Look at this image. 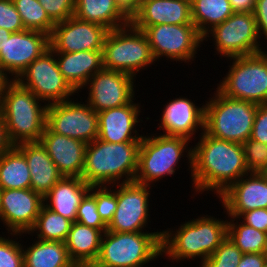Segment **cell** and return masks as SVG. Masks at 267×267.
Here are the masks:
<instances>
[{"label":"cell","mask_w":267,"mask_h":267,"mask_svg":"<svg viewBox=\"0 0 267 267\" xmlns=\"http://www.w3.org/2000/svg\"><path fill=\"white\" fill-rule=\"evenodd\" d=\"M102 51L55 52L61 74L77 94L96 72L103 69Z\"/></svg>","instance_id":"obj_24"},{"label":"cell","mask_w":267,"mask_h":267,"mask_svg":"<svg viewBox=\"0 0 267 267\" xmlns=\"http://www.w3.org/2000/svg\"><path fill=\"white\" fill-rule=\"evenodd\" d=\"M135 99L129 104L97 113L98 139L112 143L141 142L144 133L140 135L136 129L143 122L138 118L142 112L141 103H135Z\"/></svg>","instance_id":"obj_21"},{"label":"cell","mask_w":267,"mask_h":267,"mask_svg":"<svg viewBox=\"0 0 267 267\" xmlns=\"http://www.w3.org/2000/svg\"><path fill=\"white\" fill-rule=\"evenodd\" d=\"M242 255L241 250L227 236L199 267H237Z\"/></svg>","instance_id":"obj_35"},{"label":"cell","mask_w":267,"mask_h":267,"mask_svg":"<svg viewBox=\"0 0 267 267\" xmlns=\"http://www.w3.org/2000/svg\"><path fill=\"white\" fill-rule=\"evenodd\" d=\"M140 143H112L98 138L87 143L81 178L91 186L135 181Z\"/></svg>","instance_id":"obj_3"},{"label":"cell","mask_w":267,"mask_h":267,"mask_svg":"<svg viewBox=\"0 0 267 267\" xmlns=\"http://www.w3.org/2000/svg\"><path fill=\"white\" fill-rule=\"evenodd\" d=\"M13 145L10 143L0 109V157Z\"/></svg>","instance_id":"obj_47"},{"label":"cell","mask_w":267,"mask_h":267,"mask_svg":"<svg viewBox=\"0 0 267 267\" xmlns=\"http://www.w3.org/2000/svg\"><path fill=\"white\" fill-rule=\"evenodd\" d=\"M125 6L128 8V0H123Z\"/></svg>","instance_id":"obj_54"},{"label":"cell","mask_w":267,"mask_h":267,"mask_svg":"<svg viewBox=\"0 0 267 267\" xmlns=\"http://www.w3.org/2000/svg\"><path fill=\"white\" fill-rule=\"evenodd\" d=\"M8 81H9V79L5 76V74L0 69V99H1V95H2L4 87H5V84Z\"/></svg>","instance_id":"obj_49"},{"label":"cell","mask_w":267,"mask_h":267,"mask_svg":"<svg viewBox=\"0 0 267 267\" xmlns=\"http://www.w3.org/2000/svg\"><path fill=\"white\" fill-rule=\"evenodd\" d=\"M102 236L98 229L73 222L65 241L70 259L75 264H94L99 256Z\"/></svg>","instance_id":"obj_28"},{"label":"cell","mask_w":267,"mask_h":267,"mask_svg":"<svg viewBox=\"0 0 267 267\" xmlns=\"http://www.w3.org/2000/svg\"><path fill=\"white\" fill-rule=\"evenodd\" d=\"M40 142L64 177L82 176L87 143L54 133L47 126Z\"/></svg>","instance_id":"obj_23"},{"label":"cell","mask_w":267,"mask_h":267,"mask_svg":"<svg viewBox=\"0 0 267 267\" xmlns=\"http://www.w3.org/2000/svg\"><path fill=\"white\" fill-rule=\"evenodd\" d=\"M108 31L104 26L71 16L53 27L49 36L50 48L54 52L103 50Z\"/></svg>","instance_id":"obj_17"},{"label":"cell","mask_w":267,"mask_h":267,"mask_svg":"<svg viewBox=\"0 0 267 267\" xmlns=\"http://www.w3.org/2000/svg\"><path fill=\"white\" fill-rule=\"evenodd\" d=\"M233 12L251 13L255 10L256 0H229Z\"/></svg>","instance_id":"obj_46"},{"label":"cell","mask_w":267,"mask_h":267,"mask_svg":"<svg viewBox=\"0 0 267 267\" xmlns=\"http://www.w3.org/2000/svg\"><path fill=\"white\" fill-rule=\"evenodd\" d=\"M130 23L142 31L159 24H194L191 0H141L130 10Z\"/></svg>","instance_id":"obj_22"},{"label":"cell","mask_w":267,"mask_h":267,"mask_svg":"<svg viewBox=\"0 0 267 267\" xmlns=\"http://www.w3.org/2000/svg\"><path fill=\"white\" fill-rule=\"evenodd\" d=\"M228 72L217 89L226 97L267 104V51L229 59Z\"/></svg>","instance_id":"obj_9"},{"label":"cell","mask_w":267,"mask_h":267,"mask_svg":"<svg viewBox=\"0 0 267 267\" xmlns=\"http://www.w3.org/2000/svg\"><path fill=\"white\" fill-rule=\"evenodd\" d=\"M8 234L12 238L0 235V267H24L22 242L16 241L24 235L23 233Z\"/></svg>","instance_id":"obj_37"},{"label":"cell","mask_w":267,"mask_h":267,"mask_svg":"<svg viewBox=\"0 0 267 267\" xmlns=\"http://www.w3.org/2000/svg\"><path fill=\"white\" fill-rule=\"evenodd\" d=\"M239 219L246 225L267 233V209L259 208L244 212Z\"/></svg>","instance_id":"obj_43"},{"label":"cell","mask_w":267,"mask_h":267,"mask_svg":"<svg viewBox=\"0 0 267 267\" xmlns=\"http://www.w3.org/2000/svg\"><path fill=\"white\" fill-rule=\"evenodd\" d=\"M27 30L46 33L50 36L55 24L50 20L38 0H12Z\"/></svg>","instance_id":"obj_34"},{"label":"cell","mask_w":267,"mask_h":267,"mask_svg":"<svg viewBox=\"0 0 267 267\" xmlns=\"http://www.w3.org/2000/svg\"><path fill=\"white\" fill-rule=\"evenodd\" d=\"M242 146L248 171L261 173L267 167V144L249 138Z\"/></svg>","instance_id":"obj_39"},{"label":"cell","mask_w":267,"mask_h":267,"mask_svg":"<svg viewBox=\"0 0 267 267\" xmlns=\"http://www.w3.org/2000/svg\"><path fill=\"white\" fill-rule=\"evenodd\" d=\"M76 221L100 230L102 233L107 231V225L102 221L97 212L96 198L88 192L77 209Z\"/></svg>","instance_id":"obj_38"},{"label":"cell","mask_w":267,"mask_h":267,"mask_svg":"<svg viewBox=\"0 0 267 267\" xmlns=\"http://www.w3.org/2000/svg\"><path fill=\"white\" fill-rule=\"evenodd\" d=\"M1 221L7 233H27L34 226L43 197L28 189L0 190Z\"/></svg>","instance_id":"obj_18"},{"label":"cell","mask_w":267,"mask_h":267,"mask_svg":"<svg viewBox=\"0 0 267 267\" xmlns=\"http://www.w3.org/2000/svg\"><path fill=\"white\" fill-rule=\"evenodd\" d=\"M141 0H128V9L131 10L135 5H137Z\"/></svg>","instance_id":"obj_50"},{"label":"cell","mask_w":267,"mask_h":267,"mask_svg":"<svg viewBox=\"0 0 267 267\" xmlns=\"http://www.w3.org/2000/svg\"><path fill=\"white\" fill-rule=\"evenodd\" d=\"M149 135L150 133L143 136L140 143L135 182L155 186V183L163 180L165 176L175 175L180 166L178 163L183 157L188 158V169L192 174L193 147H188L191 141L160 133Z\"/></svg>","instance_id":"obj_5"},{"label":"cell","mask_w":267,"mask_h":267,"mask_svg":"<svg viewBox=\"0 0 267 267\" xmlns=\"http://www.w3.org/2000/svg\"><path fill=\"white\" fill-rule=\"evenodd\" d=\"M162 111L158 130L167 136L183 137L191 141L196 133L204 131L205 107H199L192 100L179 96L167 102ZM198 131V132H197Z\"/></svg>","instance_id":"obj_20"},{"label":"cell","mask_w":267,"mask_h":267,"mask_svg":"<svg viewBox=\"0 0 267 267\" xmlns=\"http://www.w3.org/2000/svg\"><path fill=\"white\" fill-rule=\"evenodd\" d=\"M227 218V236L243 254L264 252L267 233L246 225L238 217Z\"/></svg>","instance_id":"obj_33"},{"label":"cell","mask_w":267,"mask_h":267,"mask_svg":"<svg viewBox=\"0 0 267 267\" xmlns=\"http://www.w3.org/2000/svg\"><path fill=\"white\" fill-rule=\"evenodd\" d=\"M265 178L267 179V167L261 172Z\"/></svg>","instance_id":"obj_53"},{"label":"cell","mask_w":267,"mask_h":267,"mask_svg":"<svg viewBox=\"0 0 267 267\" xmlns=\"http://www.w3.org/2000/svg\"><path fill=\"white\" fill-rule=\"evenodd\" d=\"M0 28L12 33L25 30L21 16L12 0H0Z\"/></svg>","instance_id":"obj_41"},{"label":"cell","mask_w":267,"mask_h":267,"mask_svg":"<svg viewBox=\"0 0 267 267\" xmlns=\"http://www.w3.org/2000/svg\"><path fill=\"white\" fill-rule=\"evenodd\" d=\"M32 245L22 244L24 267H72L65 242L35 239Z\"/></svg>","instance_id":"obj_29"},{"label":"cell","mask_w":267,"mask_h":267,"mask_svg":"<svg viewBox=\"0 0 267 267\" xmlns=\"http://www.w3.org/2000/svg\"><path fill=\"white\" fill-rule=\"evenodd\" d=\"M72 267H94L93 264H74Z\"/></svg>","instance_id":"obj_51"},{"label":"cell","mask_w":267,"mask_h":267,"mask_svg":"<svg viewBox=\"0 0 267 267\" xmlns=\"http://www.w3.org/2000/svg\"><path fill=\"white\" fill-rule=\"evenodd\" d=\"M47 106L16 80H9L5 84L0 109L8 139L13 146L40 142L46 126Z\"/></svg>","instance_id":"obj_4"},{"label":"cell","mask_w":267,"mask_h":267,"mask_svg":"<svg viewBox=\"0 0 267 267\" xmlns=\"http://www.w3.org/2000/svg\"><path fill=\"white\" fill-rule=\"evenodd\" d=\"M111 186H91L89 191L96 198L97 212L106 225L113 219L117 207V184Z\"/></svg>","instance_id":"obj_36"},{"label":"cell","mask_w":267,"mask_h":267,"mask_svg":"<svg viewBox=\"0 0 267 267\" xmlns=\"http://www.w3.org/2000/svg\"><path fill=\"white\" fill-rule=\"evenodd\" d=\"M49 48V35L46 33L27 29L12 33L1 48L0 69L9 80H16Z\"/></svg>","instance_id":"obj_16"},{"label":"cell","mask_w":267,"mask_h":267,"mask_svg":"<svg viewBox=\"0 0 267 267\" xmlns=\"http://www.w3.org/2000/svg\"><path fill=\"white\" fill-rule=\"evenodd\" d=\"M82 103V104H81ZM46 126L54 133L91 143L98 138V114L85 101L48 104Z\"/></svg>","instance_id":"obj_13"},{"label":"cell","mask_w":267,"mask_h":267,"mask_svg":"<svg viewBox=\"0 0 267 267\" xmlns=\"http://www.w3.org/2000/svg\"><path fill=\"white\" fill-rule=\"evenodd\" d=\"M150 188L151 186L135 181L117 184V207L113 219L107 225V231H147L145 228L148 227V222H151Z\"/></svg>","instance_id":"obj_14"},{"label":"cell","mask_w":267,"mask_h":267,"mask_svg":"<svg viewBox=\"0 0 267 267\" xmlns=\"http://www.w3.org/2000/svg\"><path fill=\"white\" fill-rule=\"evenodd\" d=\"M102 58L103 69L126 73L135 79L142 69L157 62L146 35L131 23L108 31Z\"/></svg>","instance_id":"obj_8"},{"label":"cell","mask_w":267,"mask_h":267,"mask_svg":"<svg viewBox=\"0 0 267 267\" xmlns=\"http://www.w3.org/2000/svg\"><path fill=\"white\" fill-rule=\"evenodd\" d=\"M150 43L152 54L155 60L162 57L172 60L192 64L203 45V36L198 32L194 24L173 25L159 24L146 27L143 30Z\"/></svg>","instance_id":"obj_11"},{"label":"cell","mask_w":267,"mask_h":267,"mask_svg":"<svg viewBox=\"0 0 267 267\" xmlns=\"http://www.w3.org/2000/svg\"><path fill=\"white\" fill-rule=\"evenodd\" d=\"M73 221L57 214L44 205L42 206L34 226L27 233L33 237L37 235V239L46 241H62L65 242L71 229Z\"/></svg>","instance_id":"obj_32"},{"label":"cell","mask_w":267,"mask_h":267,"mask_svg":"<svg viewBox=\"0 0 267 267\" xmlns=\"http://www.w3.org/2000/svg\"><path fill=\"white\" fill-rule=\"evenodd\" d=\"M0 220H1V203H0Z\"/></svg>","instance_id":"obj_55"},{"label":"cell","mask_w":267,"mask_h":267,"mask_svg":"<svg viewBox=\"0 0 267 267\" xmlns=\"http://www.w3.org/2000/svg\"><path fill=\"white\" fill-rule=\"evenodd\" d=\"M233 13L229 0H191L192 22L202 36Z\"/></svg>","instance_id":"obj_31"},{"label":"cell","mask_w":267,"mask_h":267,"mask_svg":"<svg viewBox=\"0 0 267 267\" xmlns=\"http://www.w3.org/2000/svg\"><path fill=\"white\" fill-rule=\"evenodd\" d=\"M253 13L255 15L260 39L262 38L267 40V0H256L255 10Z\"/></svg>","instance_id":"obj_44"},{"label":"cell","mask_w":267,"mask_h":267,"mask_svg":"<svg viewBox=\"0 0 267 267\" xmlns=\"http://www.w3.org/2000/svg\"><path fill=\"white\" fill-rule=\"evenodd\" d=\"M30 169L24 154L12 146L0 157V190L30 188Z\"/></svg>","instance_id":"obj_30"},{"label":"cell","mask_w":267,"mask_h":267,"mask_svg":"<svg viewBox=\"0 0 267 267\" xmlns=\"http://www.w3.org/2000/svg\"><path fill=\"white\" fill-rule=\"evenodd\" d=\"M227 226V218L207 214L185 221L176 229L167 228L162 233V257L173 263L200 258L201 264L227 237Z\"/></svg>","instance_id":"obj_2"},{"label":"cell","mask_w":267,"mask_h":267,"mask_svg":"<svg viewBox=\"0 0 267 267\" xmlns=\"http://www.w3.org/2000/svg\"><path fill=\"white\" fill-rule=\"evenodd\" d=\"M264 257L266 258V261H267V240H266V244H265V249H264Z\"/></svg>","instance_id":"obj_52"},{"label":"cell","mask_w":267,"mask_h":267,"mask_svg":"<svg viewBox=\"0 0 267 267\" xmlns=\"http://www.w3.org/2000/svg\"><path fill=\"white\" fill-rule=\"evenodd\" d=\"M74 16L109 31L130 23V10L123 0H75Z\"/></svg>","instance_id":"obj_26"},{"label":"cell","mask_w":267,"mask_h":267,"mask_svg":"<svg viewBox=\"0 0 267 267\" xmlns=\"http://www.w3.org/2000/svg\"><path fill=\"white\" fill-rule=\"evenodd\" d=\"M224 214L240 217L244 212L265 208L267 209V179L262 173L249 172L232 183L220 194Z\"/></svg>","instance_id":"obj_19"},{"label":"cell","mask_w":267,"mask_h":267,"mask_svg":"<svg viewBox=\"0 0 267 267\" xmlns=\"http://www.w3.org/2000/svg\"><path fill=\"white\" fill-rule=\"evenodd\" d=\"M201 134V135H200ZM192 146V187L194 194L209 193L218 197L232 183L249 173L240 143L217 139L205 131ZM196 192V193H195Z\"/></svg>","instance_id":"obj_1"},{"label":"cell","mask_w":267,"mask_h":267,"mask_svg":"<svg viewBox=\"0 0 267 267\" xmlns=\"http://www.w3.org/2000/svg\"><path fill=\"white\" fill-rule=\"evenodd\" d=\"M250 139L267 144V104L257 107Z\"/></svg>","instance_id":"obj_42"},{"label":"cell","mask_w":267,"mask_h":267,"mask_svg":"<svg viewBox=\"0 0 267 267\" xmlns=\"http://www.w3.org/2000/svg\"><path fill=\"white\" fill-rule=\"evenodd\" d=\"M265 266H267V261L263 253H246L242 255L237 267H265Z\"/></svg>","instance_id":"obj_45"},{"label":"cell","mask_w":267,"mask_h":267,"mask_svg":"<svg viewBox=\"0 0 267 267\" xmlns=\"http://www.w3.org/2000/svg\"><path fill=\"white\" fill-rule=\"evenodd\" d=\"M208 99L204 104V131L217 139L246 142L251 136L258 104L231 99L217 88Z\"/></svg>","instance_id":"obj_7"},{"label":"cell","mask_w":267,"mask_h":267,"mask_svg":"<svg viewBox=\"0 0 267 267\" xmlns=\"http://www.w3.org/2000/svg\"><path fill=\"white\" fill-rule=\"evenodd\" d=\"M16 81L47 105L67 101L77 95L61 74L51 48L26 67Z\"/></svg>","instance_id":"obj_12"},{"label":"cell","mask_w":267,"mask_h":267,"mask_svg":"<svg viewBox=\"0 0 267 267\" xmlns=\"http://www.w3.org/2000/svg\"><path fill=\"white\" fill-rule=\"evenodd\" d=\"M11 34H12V32H10L4 28H0V51H1V48L4 47L6 40L9 39Z\"/></svg>","instance_id":"obj_48"},{"label":"cell","mask_w":267,"mask_h":267,"mask_svg":"<svg viewBox=\"0 0 267 267\" xmlns=\"http://www.w3.org/2000/svg\"><path fill=\"white\" fill-rule=\"evenodd\" d=\"M208 38L213 41L212 46L215 45V53L220 54V59L224 57L227 60L265 51L260 43L253 12H234L224 22L208 31L203 36V41H208Z\"/></svg>","instance_id":"obj_10"},{"label":"cell","mask_w":267,"mask_h":267,"mask_svg":"<svg viewBox=\"0 0 267 267\" xmlns=\"http://www.w3.org/2000/svg\"><path fill=\"white\" fill-rule=\"evenodd\" d=\"M16 147L24 154L30 169V188L44 197L64 176L41 142H25Z\"/></svg>","instance_id":"obj_25"},{"label":"cell","mask_w":267,"mask_h":267,"mask_svg":"<svg viewBox=\"0 0 267 267\" xmlns=\"http://www.w3.org/2000/svg\"><path fill=\"white\" fill-rule=\"evenodd\" d=\"M38 2L54 24L74 16L75 0H38Z\"/></svg>","instance_id":"obj_40"},{"label":"cell","mask_w":267,"mask_h":267,"mask_svg":"<svg viewBox=\"0 0 267 267\" xmlns=\"http://www.w3.org/2000/svg\"><path fill=\"white\" fill-rule=\"evenodd\" d=\"M90 188L81 177H63L43 197L44 206L75 222L77 209Z\"/></svg>","instance_id":"obj_27"},{"label":"cell","mask_w":267,"mask_h":267,"mask_svg":"<svg viewBox=\"0 0 267 267\" xmlns=\"http://www.w3.org/2000/svg\"><path fill=\"white\" fill-rule=\"evenodd\" d=\"M162 233L111 232L103 233L100 252L94 267H147L162 256ZM151 261V262H150Z\"/></svg>","instance_id":"obj_6"},{"label":"cell","mask_w":267,"mask_h":267,"mask_svg":"<svg viewBox=\"0 0 267 267\" xmlns=\"http://www.w3.org/2000/svg\"><path fill=\"white\" fill-rule=\"evenodd\" d=\"M135 81L129 74L102 69L82 88L89 93L85 101L97 113L129 104L135 98Z\"/></svg>","instance_id":"obj_15"}]
</instances>
